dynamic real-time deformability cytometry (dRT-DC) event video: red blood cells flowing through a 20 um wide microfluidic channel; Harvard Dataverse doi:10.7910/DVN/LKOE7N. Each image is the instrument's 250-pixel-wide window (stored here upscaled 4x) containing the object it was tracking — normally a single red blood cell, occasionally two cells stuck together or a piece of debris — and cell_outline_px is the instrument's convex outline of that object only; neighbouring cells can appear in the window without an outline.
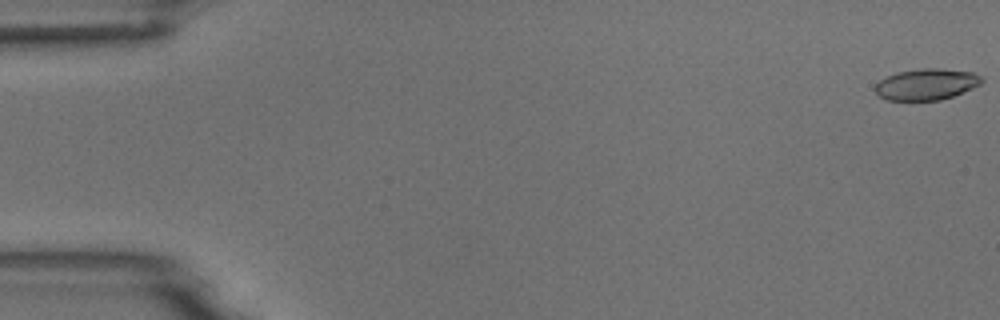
{"species": "common noctule bat (a hibernating species)", "species_latin": "Nyctalus noctula", "temperature_condition": "room temperature", "stored_images_in_passage": 55, "camera_frame_rate_fps": 3000, "um_per_image_px": 0.085, "animal": {"sex": "male", "body_mass_g": 18.8}, "frame": {"image": 1, "passage_image": 1, "time_ms": 0.0, "image_size_px": [1000, 320], "cell_outline_px": [[984, 80], [980, 84], [972, 88], [952, 96], [940, 100], [888, 100], [880, 96], [872, 88], [880, 80], [896, 72], [920, 68], [940, 68], [972, 72], [980, 76]], "centroid_in_image_um": [78.73, 7.16], "position_along_channel_um": 6.3, "area_um2": 19.36}}
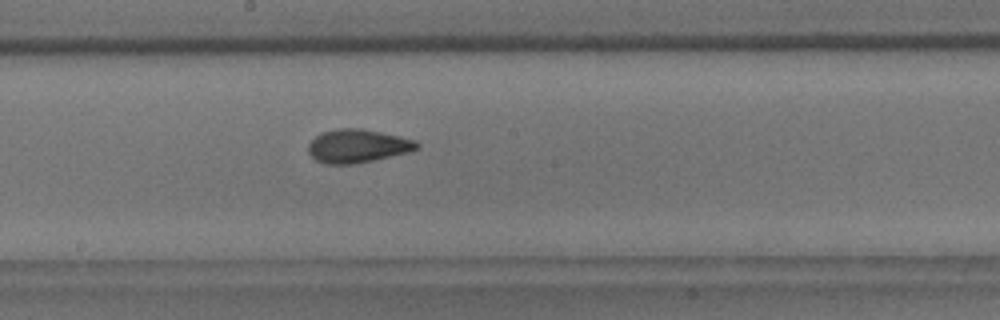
{"frame": {"image": 2, "passage_image": 30, "time_ms": 9.667, "image_size_px": [1000, 320], "cell_outline_px": [[420, 148], [412, 152], [352, 164], [328, 164], [316, 160], [308, 152], [308, 144], [316, 136], [324, 132], [340, 128], [360, 128], [400, 136], [416, 140], [420, 144]], "centroid_in_image_um": [30.45, 12.41], "position_along_channel_um": 217.8, "area_um2": 21.1}}
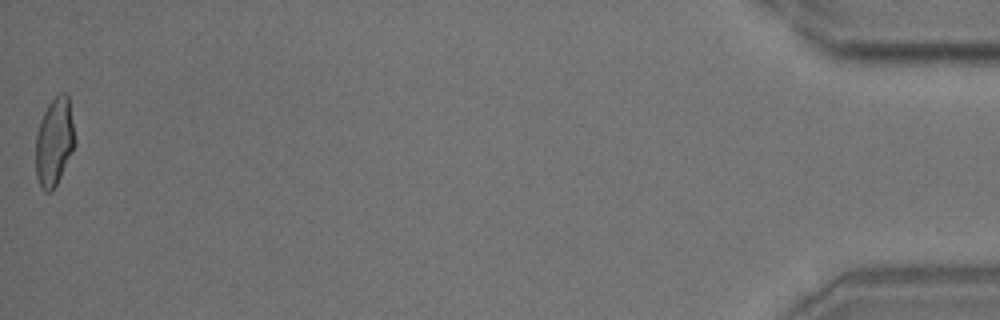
{"frame": {"image": 3, "passage_image": 55, "time_ms": 18.0, "image_size_px": [1000, 320], "cell_outline_px": [[76, 144], [52, 192], [44, 192], [36, 176], [36, 132], [40, 120], [48, 104], [60, 92], [64, 92], [68, 96], [76, 140]], "centroid_in_image_um": [4.62, 12.04], "position_along_channel_um": 430.6, "area_um2": 20.06}, "authors_computed_cell_mechanics": {"area_um2": 20.1722, "velocity_mm_per_s": 3.7043, "shape_relaxation_time_tau1_ms": 6.4802, "shape_relaxation_time_tau2_ms": 1.428, "deformation_change_tau1": 0.18, "deformation_change_tau2": 0.0762}}